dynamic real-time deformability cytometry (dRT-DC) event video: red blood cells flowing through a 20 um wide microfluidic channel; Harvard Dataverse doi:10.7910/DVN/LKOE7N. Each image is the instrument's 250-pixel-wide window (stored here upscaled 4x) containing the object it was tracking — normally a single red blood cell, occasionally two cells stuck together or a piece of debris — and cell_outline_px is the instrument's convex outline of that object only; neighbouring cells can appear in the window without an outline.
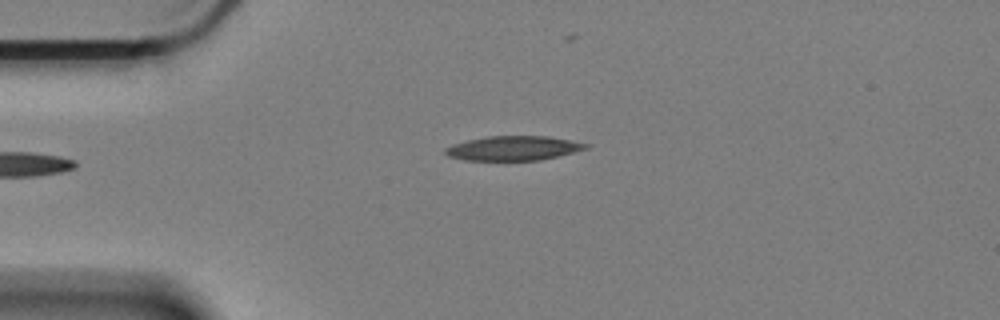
{"species": "Egyptian fruit bat (a non-hibernating species)", "species_latin": "Rousettus aegyptiacus", "temperature_condition": "cold", "stored_images_in_passage": 31, "camera_frame_rate_fps": 3000, "um_per_image_px": 0.085, "animal": {"sex": "female"}, "frame": {"image": 1, "passage_image": 1, "time_ms": 0.0, "image_size_px": [1000, 320], "cell_outline_px": [[592, 144], [588, 148], [540, 160], [464, 160], [448, 156], [444, 152], [444, 148], [452, 144], [468, 140], [488, 136], [548, 136]], "centroid_in_image_um": [43.62, 12.59], "position_along_channel_um": 41.4, "area_um2": 19.94}}
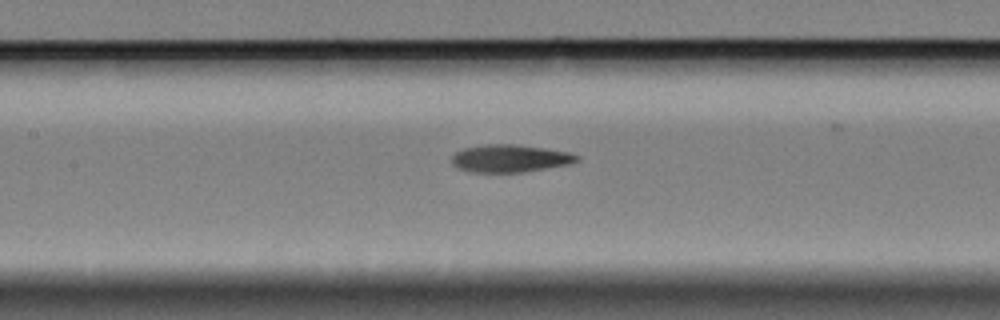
{"frame": {"image": 2, "passage_image": 14, "time_ms": 4.333, "image_size_px": [1000, 320], "cell_outline_px": [[580, 160], [572, 164], [524, 172], [468, 172], [456, 168], [452, 164], [452, 156], [456, 152], [464, 148], [484, 144], [512, 144], [544, 148], [572, 152], [580, 156]], "centroid_in_image_um": [43.38, 13.47], "position_along_channel_um": 164.0, "area_um2": 20.4}}
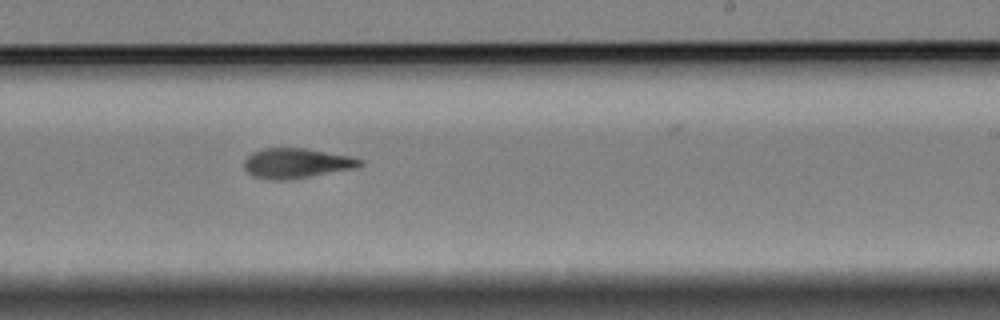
{"frame": {"image": 3, "passage_image": 23, "time_ms": 7.333, "image_size_px": [1000, 320], "cell_outline_px": [[364, 164], [356, 168], [284, 180], [272, 180], [252, 176], [244, 168], [244, 160], [252, 152], [264, 148], [304, 148], [348, 156], [364, 160]], "centroid_in_image_um": [25.17, 13.87], "position_along_channel_um": 263.8, "area_um2": 20.0}}